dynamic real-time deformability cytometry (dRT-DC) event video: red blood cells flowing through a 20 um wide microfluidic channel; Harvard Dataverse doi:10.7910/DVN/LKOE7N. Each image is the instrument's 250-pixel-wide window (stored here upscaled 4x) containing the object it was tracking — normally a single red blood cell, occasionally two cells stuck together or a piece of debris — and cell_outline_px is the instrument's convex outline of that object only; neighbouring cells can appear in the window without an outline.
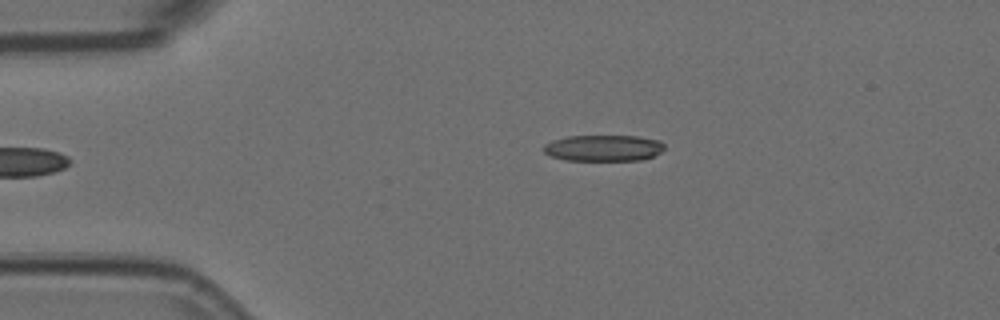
{"species": "Egyptian fruit bat (a non-hibernating species)", "species_latin": "Rousettus aegyptiacus", "temperature_condition": "room temperature", "stored_images_in_passage": 38, "camera_frame_rate_fps": 3000, "um_per_image_px": 0.085, "animal": {"sex": "female"}, "frame": {"image": 1, "passage_image": 1, "time_ms": 0.0, "image_size_px": [1000, 320], "cell_outline_px": [[664, 148], [660, 152], [652, 156], [640, 160], [564, 160], [552, 156], [544, 152], [544, 144], [552, 140], [568, 136], [636, 136], [660, 140], [664, 144]], "centroid_in_image_um": [51.29, 12.58], "position_along_channel_um": 33.7, "area_um2": 18.38}}
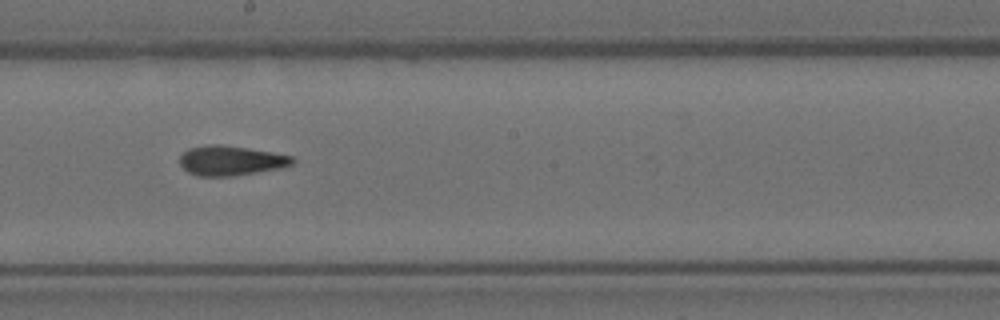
{"frame": {"image": 2, "passage_image": 20, "time_ms": 6.333, "image_size_px": [1000, 320], "cell_outline_px": [[296, 160], [292, 164], [280, 168], [232, 176], [196, 176], [188, 172], [180, 164], [180, 156], [188, 148], [208, 144], [220, 144], [272, 152], [292, 156]], "centroid_in_image_um": [19.6, 13.65], "position_along_channel_um": 228.6, "area_um2": 19.48}}
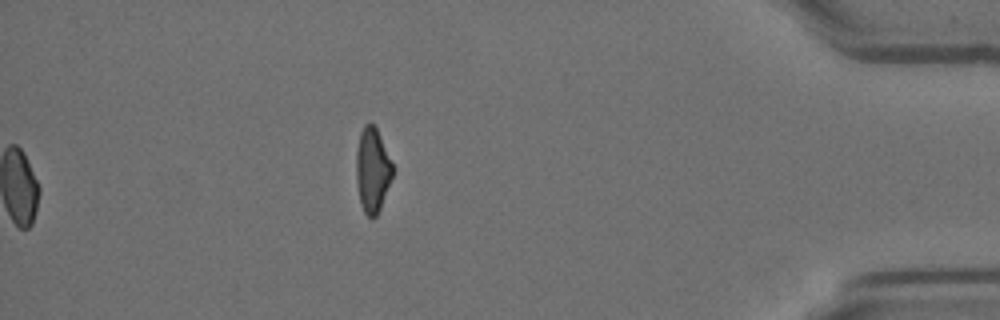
{"frame": {"image": 3, "passage_image": 38, "time_ms": 12.333, "image_size_px": [1000, 320], "cell_outline_px": [[392, 176], [380, 208], [376, 216], [372, 220], [364, 212], [360, 204], [356, 180], [356, 152], [360, 132], [364, 124], [372, 124], [376, 128], [392, 164]], "centroid_in_image_um": [31.62, 14.49], "position_along_channel_um": 403.6, "area_um2": 17.63}, "authors_computed_cell_mechanics": {"area_um2": 19.3341, "velocity_mm_per_s": 3.6978, "shape_relaxation_time_tau1_ms": 7.5607, "shape_relaxation_time_tau2_ms": 1.9757, "deformation_change_tau1": 0.2132, "deformation_change_tau2": 0.1049}}